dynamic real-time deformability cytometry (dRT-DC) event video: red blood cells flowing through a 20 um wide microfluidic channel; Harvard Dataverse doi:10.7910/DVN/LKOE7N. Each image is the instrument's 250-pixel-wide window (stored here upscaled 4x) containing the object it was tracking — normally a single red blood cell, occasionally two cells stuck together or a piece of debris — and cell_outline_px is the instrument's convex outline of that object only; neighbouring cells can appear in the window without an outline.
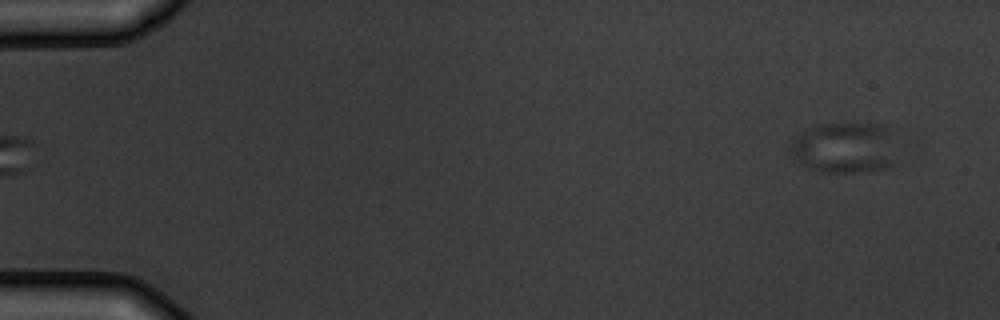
{"species": "common noctule bat (a hibernating species)", "species_latin": "Nyctalus noctula", "temperature_condition": "warm", "stored_images_in_passage": 3, "segment_of_instrument_passage": [2, 2], "camera_frame_rate_fps": 3000, "um_per_image_px": 0.085, "animal": {"sex": "male", "body_mass_g": 19.5, "forearm_length_mm": 54.6}, "frame": {"image": 1, "passage_image": 3, "time_ms": 3.333, "image_size_px": [1000, 320], "cell_outline_px": [[892, 168], [872, 172], [820, 172], [796, 164], [792, 160], [788, 148], [792, 140], [796, 136], [812, 124], [884, 124], [892, 132]], "centroid_in_image_um": [71.7, 12.58], "position_along_channel_um": 13.3, "area_um2": 32.37}}